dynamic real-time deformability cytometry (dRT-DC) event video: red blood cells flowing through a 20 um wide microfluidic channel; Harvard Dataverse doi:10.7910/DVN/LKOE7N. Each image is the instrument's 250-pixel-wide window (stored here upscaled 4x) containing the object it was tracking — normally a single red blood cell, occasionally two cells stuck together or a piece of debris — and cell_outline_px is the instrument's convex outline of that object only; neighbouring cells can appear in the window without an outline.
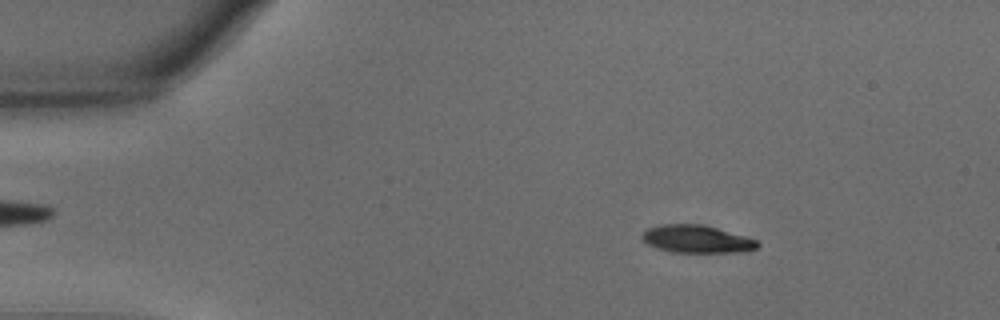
{"species": "common noctule bat (a hibernating species)", "species_latin": "Nyctalus noctula", "temperature_condition": "warm", "stored_images_in_passage": 55, "camera_frame_rate_fps": 3000, "um_per_image_px": 0.085, "animal": {"sex": "male", "body_mass_g": 15.6}, "frame": {"image": 1, "passage_image": 8, "time_ms": 2.333, "image_size_px": [1000, 320], "cell_outline_px": [[760, 244], [756, 248], [748, 252], [672, 252], [656, 248], [648, 244], [640, 236], [648, 228], [660, 224], [704, 224], [744, 236], [756, 240]], "centroid_in_image_um": [59.22, 20.32], "position_along_channel_um": 25.8, "area_um2": 18.61}}
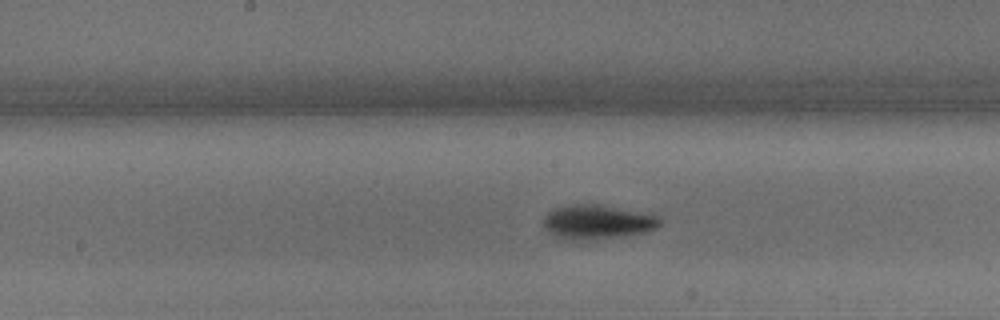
{"frame": {"image": 2, "passage_image": 28, "time_ms": 9.0, "image_size_px": [1000, 320], "cell_outline_px": [[660, 224], [656, 228], [644, 232], [616, 236], [572, 240], [560, 240], [548, 232], [544, 228], [544, 216], [552, 208], [572, 204], [600, 204], [660, 216]], "centroid_in_image_um": [50.7, 18.85], "position_along_channel_um": 197.5, "area_um2": 23.06}}
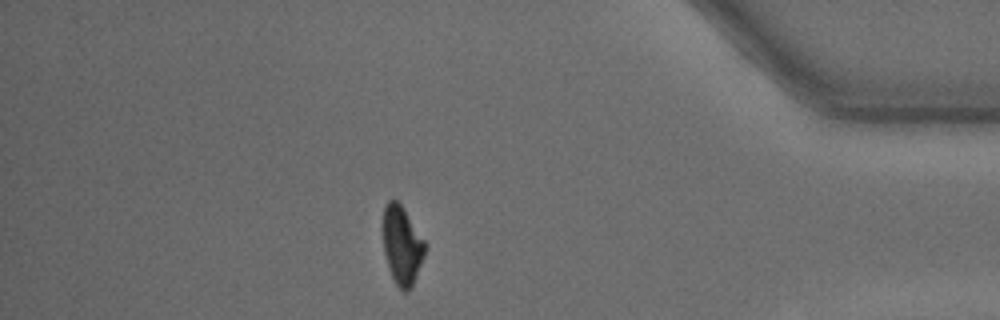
{"frame": {"image": 3, "passage_image": 48, "time_ms": 15.667, "image_size_px": [1000, 320], "cell_outline_px": [[424, 256], [412, 288], [408, 292], [404, 292], [396, 284], [388, 268], [384, 252], [384, 208], [388, 200], [396, 200], [404, 208], [424, 240]], "centroid_in_image_um": [34.17, 20.88], "position_along_channel_um": 401.0, "area_um2": 18.9}, "authors_computed_cell_mechanics": {"area_um2": 20.2878, "velocity_mm_per_s": 3.6162, "shape_relaxation_time_tau1_ms": 2.1257, "shape_relaxation_time_tau2_ms": 7.3883, "deformation_change_tau1": 0.1598, "deformation_change_tau2": 0.1305}}